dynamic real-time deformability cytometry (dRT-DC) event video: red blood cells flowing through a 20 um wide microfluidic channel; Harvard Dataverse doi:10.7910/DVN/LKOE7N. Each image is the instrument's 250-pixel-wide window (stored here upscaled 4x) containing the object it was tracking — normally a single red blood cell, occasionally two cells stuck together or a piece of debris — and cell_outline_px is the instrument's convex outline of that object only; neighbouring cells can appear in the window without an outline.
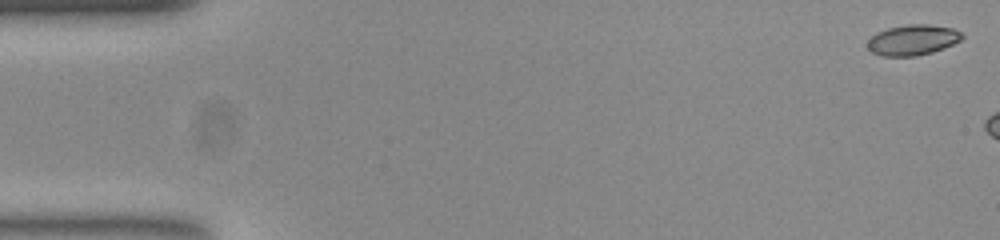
{"species": "common noctule bat (a hibernating species)", "species_latin": "Nyctalus noctula", "temperature_condition": "room temperature", "stored_images_in_passage": 9, "camera_frame_rate_fps": 3000, "um_per_image_px": 0.085, "animal": {"sex": "female", "body_mass_g": 23.0, "forearm_length_mm": 53.4}, "frame": {"image": 1, "passage_image": 1, "time_ms": 0.0, "image_size_px": [1000, 240], "cell_outline_px": [[964, 36], [960, 40], [944, 48], [932, 52], [916, 56], [880, 56], [872, 52], [868, 48], [868, 40], [876, 32], [888, 28], [908, 24], [928, 24], [952, 28], [960, 32]], "centroid_in_image_um": [77.56, 3.4], "position_along_channel_um": 7.4, "area_um2": 16.76}}